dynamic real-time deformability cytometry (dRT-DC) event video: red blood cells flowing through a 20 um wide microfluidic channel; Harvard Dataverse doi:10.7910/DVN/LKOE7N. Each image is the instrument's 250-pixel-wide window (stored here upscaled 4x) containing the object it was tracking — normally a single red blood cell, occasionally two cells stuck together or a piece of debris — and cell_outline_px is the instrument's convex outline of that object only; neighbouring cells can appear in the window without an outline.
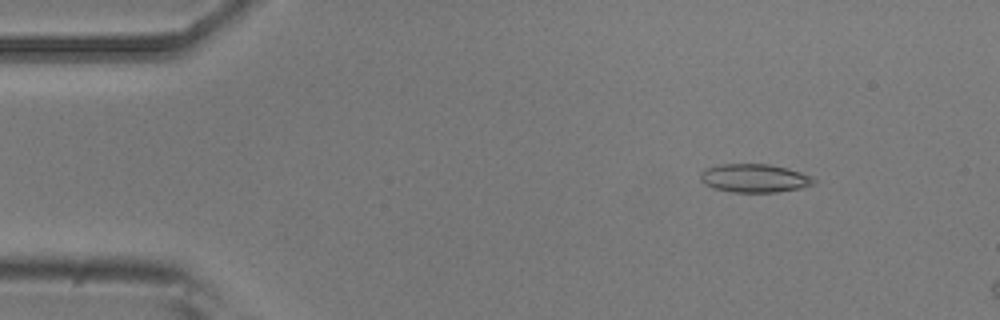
{"species": "common noctule bat (a hibernating species)", "species_latin": "Nyctalus noctula", "temperature_condition": "room temperature", "stored_images_in_passage": 52, "camera_frame_rate_fps": 3000, "um_per_image_px": 0.085, "animal": {"sex": "male", "body_mass_g": 20.5, "forearm_length_mm": 52.5}, "frame": {"image": 1, "passage_image": 7, "time_ms": 2.0, "image_size_px": [1000, 320], "cell_outline_px": [[816, 184], [800, 188], [776, 192], [732, 192], [712, 188], [704, 184], [700, 180], [700, 172], [704, 168], [720, 164], [768, 164], [788, 168], [812, 176], [816, 180]], "centroid_in_image_um": [64.11, 15.14], "position_along_channel_um": 20.9, "area_um2": 19.02}}
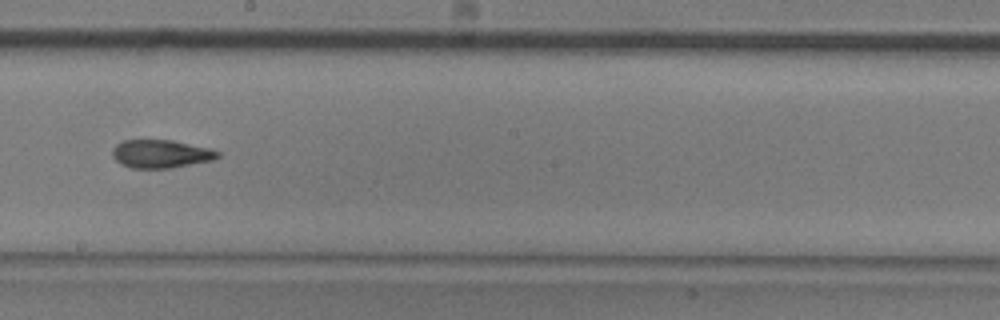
{"frame": {"image": 2, "passage_image": 29, "time_ms": 9.333, "image_size_px": [1000, 320], "cell_outline_px": [[220, 156], [212, 160], [172, 168], [128, 168], [120, 164], [112, 156], [112, 148], [116, 144], [124, 140], [172, 140], [208, 148], [220, 152]], "centroid_in_image_um": [13.63, 13.08], "position_along_channel_um": 234.6, "area_um2": 17.34}}
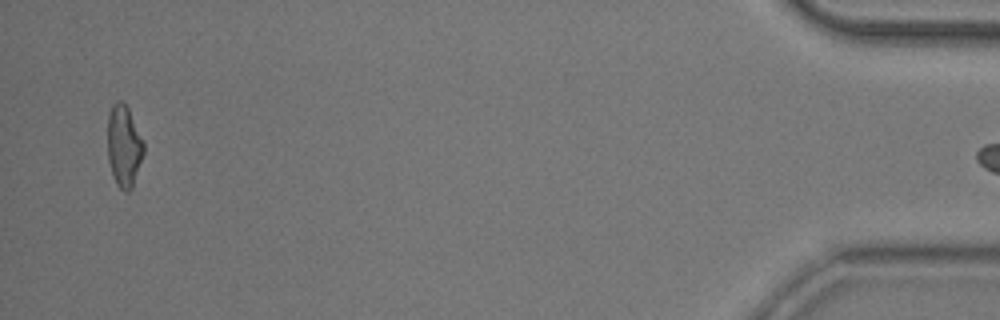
{"frame": {"image": 3, "passage_image": 50, "time_ms": 16.333, "image_size_px": [1000, 320], "cell_outline_px": [[144, 152], [132, 188], [128, 192], [124, 192], [116, 184], [112, 176], [108, 160], [108, 116], [112, 104], [116, 100], [120, 100], [128, 108], [144, 140]], "centroid_in_image_um": [10.53, 12.42], "position_along_channel_um": 424.7, "area_um2": 17.34}, "authors_computed_cell_mechanics": {"area_um2": 17.8024, "velocity_mm_per_s": 3.9559, "shape_relaxation_time_tau1_ms": null, "shape_relaxation_time_tau2_ms": 2.6645, "deformation_change_tau1": null, "deformation_change_tau2": 0.1105}}